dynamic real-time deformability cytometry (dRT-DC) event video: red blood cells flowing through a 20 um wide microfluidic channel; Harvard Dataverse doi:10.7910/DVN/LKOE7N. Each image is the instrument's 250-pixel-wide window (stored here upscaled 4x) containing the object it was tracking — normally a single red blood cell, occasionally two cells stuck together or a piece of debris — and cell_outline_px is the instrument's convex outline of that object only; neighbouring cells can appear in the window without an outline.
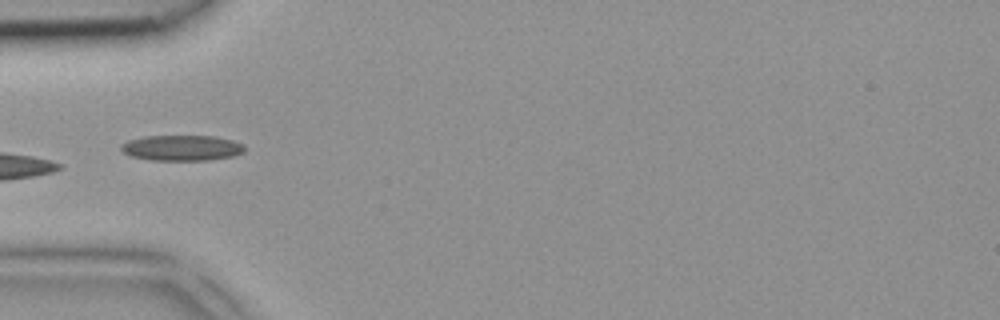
{"species": "common noctule bat (a hibernating species)", "species_latin": "Nyctalus noctula", "temperature_condition": "room temperature", "stored_images_in_passage": 4, "camera_frame_rate_fps": 3000, "um_per_image_px": 0.085, "animal": {"sex": "female", "body_mass_g": 18.4}, "frame": {"image": 1, "passage_image": 4, "time_ms": 1.0, "image_size_px": [1000, 320], "cell_outline_px": [[244, 152], [232, 156], [208, 160], [152, 160], [132, 156], [124, 152], [120, 148], [120, 144], [128, 140], [144, 136], [216, 136], [232, 140], [244, 144]], "centroid_in_image_um": [15.45, 12.56], "position_along_channel_um": 69.5, "area_um2": 18.38}}